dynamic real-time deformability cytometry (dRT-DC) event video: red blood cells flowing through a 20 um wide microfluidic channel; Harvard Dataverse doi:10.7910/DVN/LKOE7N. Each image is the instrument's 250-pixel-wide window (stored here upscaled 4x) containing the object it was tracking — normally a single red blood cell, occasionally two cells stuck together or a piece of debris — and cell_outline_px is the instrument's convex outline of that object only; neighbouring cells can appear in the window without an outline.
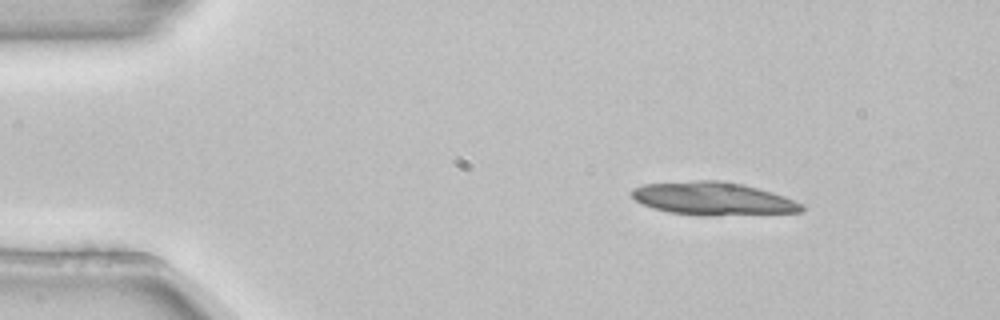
{"species": "common noctule bat (a hibernating species)", "species_latin": "Nyctalus noctula", "temperature_condition": "room temperature", "stored_images_in_passage": 3, "camera_frame_rate_fps": 3000, "um_per_image_px": 0.085, "animal": {"sex": "female", "body_mass_g": 22.7, "forearm_length_mm": 54.2}, "frame": {"image": 1, "passage_image": 1, "time_ms": 0.0, "image_size_px": [1000, 320], "cell_outline_px": [[804, 208], [800, 212], [716, 216], [704, 216], [668, 212], [652, 208], [636, 200], [632, 196], [632, 188], [644, 184], [696, 180], [716, 180], [740, 184], [772, 192], [784, 196], [804, 204]], "centroid_in_image_um": [60.61, 16.89], "position_along_channel_um": 24.4, "area_um2": 32.66}}